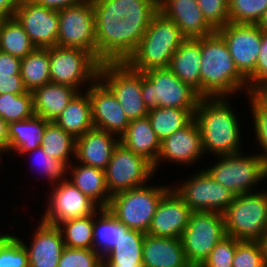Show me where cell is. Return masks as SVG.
I'll return each instance as SVG.
<instances>
[{
  "instance_id": "obj_1",
  "label": "cell",
  "mask_w": 267,
  "mask_h": 267,
  "mask_svg": "<svg viewBox=\"0 0 267 267\" xmlns=\"http://www.w3.org/2000/svg\"><path fill=\"white\" fill-rule=\"evenodd\" d=\"M95 13L97 59L125 62L136 50L159 0H92Z\"/></svg>"
},
{
  "instance_id": "obj_2",
  "label": "cell",
  "mask_w": 267,
  "mask_h": 267,
  "mask_svg": "<svg viewBox=\"0 0 267 267\" xmlns=\"http://www.w3.org/2000/svg\"><path fill=\"white\" fill-rule=\"evenodd\" d=\"M226 97H201L194 113L204 153L226 156L240 153V124Z\"/></svg>"
},
{
  "instance_id": "obj_3",
  "label": "cell",
  "mask_w": 267,
  "mask_h": 267,
  "mask_svg": "<svg viewBox=\"0 0 267 267\" xmlns=\"http://www.w3.org/2000/svg\"><path fill=\"white\" fill-rule=\"evenodd\" d=\"M201 97H227L245 88L248 80L238 71L224 39L217 33L201 37Z\"/></svg>"
},
{
  "instance_id": "obj_4",
  "label": "cell",
  "mask_w": 267,
  "mask_h": 267,
  "mask_svg": "<svg viewBox=\"0 0 267 267\" xmlns=\"http://www.w3.org/2000/svg\"><path fill=\"white\" fill-rule=\"evenodd\" d=\"M185 39L179 27L158 11L125 63L137 72L168 68L173 54Z\"/></svg>"
},
{
  "instance_id": "obj_5",
  "label": "cell",
  "mask_w": 267,
  "mask_h": 267,
  "mask_svg": "<svg viewBox=\"0 0 267 267\" xmlns=\"http://www.w3.org/2000/svg\"><path fill=\"white\" fill-rule=\"evenodd\" d=\"M236 195L223 213L226 234L238 241H263L267 236V191Z\"/></svg>"
},
{
  "instance_id": "obj_6",
  "label": "cell",
  "mask_w": 267,
  "mask_h": 267,
  "mask_svg": "<svg viewBox=\"0 0 267 267\" xmlns=\"http://www.w3.org/2000/svg\"><path fill=\"white\" fill-rule=\"evenodd\" d=\"M142 97L149 110L157 107L197 109L201 96L169 68L142 72Z\"/></svg>"
},
{
  "instance_id": "obj_7",
  "label": "cell",
  "mask_w": 267,
  "mask_h": 267,
  "mask_svg": "<svg viewBox=\"0 0 267 267\" xmlns=\"http://www.w3.org/2000/svg\"><path fill=\"white\" fill-rule=\"evenodd\" d=\"M169 186H140L111 196L108 210L127 228L147 233L157 206Z\"/></svg>"
},
{
  "instance_id": "obj_8",
  "label": "cell",
  "mask_w": 267,
  "mask_h": 267,
  "mask_svg": "<svg viewBox=\"0 0 267 267\" xmlns=\"http://www.w3.org/2000/svg\"><path fill=\"white\" fill-rule=\"evenodd\" d=\"M241 153L218 156L221 160L205 169L217 183L235 195L253 192L254 186L267 178V162L260 153L252 156Z\"/></svg>"
},
{
  "instance_id": "obj_9",
  "label": "cell",
  "mask_w": 267,
  "mask_h": 267,
  "mask_svg": "<svg viewBox=\"0 0 267 267\" xmlns=\"http://www.w3.org/2000/svg\"><path fill=\"white\" fill-rule=\"evenodd\" d=\"M224 216L218 212H191L181 242L192 267H199L226 236Z\"/></svg>"
},
{
  "instance_id": "obj_10",
  "label": "cell",
  "mask_w": 267,
  "mask_h": 267,
  "mask_svg": "<svg viewBox=\"0 0 267 267\" xmlns=\"http://www.w3.org/2000/svg\"><path fill=\"white\" fill-rule=\"evenodd\" d=\"M99 79L115 95L129 121L148 115L142 97V72L131 69L125 62H103Z\"/></svg>"
},
{
  "instance_id": "obj_11",
  "label": "cell",
  "mask_w": 267,
  "mask_h": 267,
  "mask_svg": "<svg viewBox=\"0 0 267 267\" xmlns=\"http://www.w3.org/2000/svg\"><path fill=\"white\" fill-rule=\"evenodd\" d=\"M51 82L80 89L99 78L101 62L90 52L54 46L49 48ZM80 87V88H78Z\"/></svg>"
},
{
  "instance_id": "obj_12",
  "label": "cell",
  "mask_w": 267,
  "mask_h": 267,
  "mask_svg": "<svg viewBox=\"0 0 267 267\" xmlns=\"http://www.w3.org/2000/svg\"><path fill=\"white\" fill-rule=\"evenodd\" d=\"M57 46L78 48L97 58L95 13L92 0L58 11Z\"/></svg>"
},
{
  "instance_id": "obj_13",
  "label": "cell",
  "mask_w": 267,
  "mask_h": 267,
  "mask_svg": "<svg viewBox=\"0 0 267 267\" xmlns=\"http://www.w3.org/2000/svg\"><path fill=\"white\" fill-rule=\"evenodd\" d=\"M154 173L153 165L147 159L128 150L119 142L105 169L106 185L113 195L144 186Z\"/></svg>"
},
{
  "instance_id": "obj_14",
  "label": "cell",
  "mask_w": 267,
  "mask_h": 267,
  "mask_svg": "<svg viewBox=\"0 0 267 267\" xmlns=\"http://www.w3.org/2000/svg\"><path fill=\"white\" fill-rule=\"evenodd\" d=\"M183 183L174 190L192 212L205 211L223 214L236 196L217 183L205 169L192 175Z\"/></svg>"
},
{
  "instance_id": "obj_15",
  "label": "cell",
  "mask_w": 267,
  "mask_h": 267,
  "mask_svg": "<svg viewBox=\"0 0 267 267\" xmlns=\"http://www.w3.org/2000/svg\"><path fill=\"white\" fill-rule=\"evenodd\" d=\"M50 192L42 222L57 226L63 221L94 214L100 207L70 180L56 182Z\"/></svg>"
},
{
  "instance_id": "obj_16",
  "label": "cell",
  "mask_w": 267,
  "mask_h": 267,
  "mask_svg": "<svg viewBox=\"0 0 267 267\" xmlns=\"http://www.w3.org/2000/svg\"><path fill=\"white\" fill-rule=\"evenodd\" d=\"M216 32L224 39L238 71L248 80L255 73L261 29L257 24L228 22Z\"/></svg>"
},
{
  "instance_id": "obj_17",
  "label": "cell",
  "mask_w": 267,
  "mask_h": 267,
  "mask_svg": "<svg viewBox=\"0 0 267 267\" xmlns=\"http://www.w3.org/2000/svg\"><path fill=\"white\" fill-rule=\"evenodd\" d=\"M14 17L37 48L57 46L58 11L37 5L31 0H20Z\"/></svg>"
},
{
  "instance_id": "obj_18",
  "label": "cell",
  "mask_w": 267,
  "mask_h": 267,
  "mask_svg": "<svg viewBox=\"0 0 267 267\" xmlns=\"http://www.w3.org/2000/svg\"><path fill=\"white\" fill-rule=\"evenodd\" d=\"M85 89L92 106L94 128L114 134L119 139L130 123L112 91L98 78Z\"/></svg>"
},
{
  "instance_id": "obj_19",
  "label": "cell",
  "mask_w": 267,
  "mask_h": 267,
  "mask_svg": "<svg viewBox=\"0 0 267 267\" xmlns=\"http://www.w3.org/2000/svg\"><path fill=\"white\" fill-rule=\"evenodd\" d=\"M190 208L172 188L159 202L146 234L156 237L181 238L188 225Z\"/></svg>"
},
{
  "instance_id": "obj_20",
  "label": "cell",
  "mask_w": 267,
  "mask_h": 267,
  "mask_svg": "<svg viewBox=\"0 0 267 267\" xmlns=\"http://www.w3.org/2000/svg\"><path fill=\"white\" fill-rule=\"evenodd\" d=\"M203 153L201 132L196 120L193 119L187 126L161 141L159 156L153 168L156 171L162 159L181 163L180 165L197 163Z\"/></svg>"
},
{
  "instance_id": "obj_21",
  "label": "cell",
  "mask_w": 267,
  "mask_h": 267,
  "mask_svg": "<svg viewBox=\"0 0 267 267\" xmlns=\"http://www.w3.org/2000/svg\"><path fill=\"white\" fill-rule=\"evenodd\" d=\"M159 11L171 19L186 38L206 37L216 32L204 18L197 0H159Z\"/></svg>"
},
{
  "instance_id": "obj_22",
  "label": "cell",
  "mask_w": 267,
  "mask_h": 267,
  "mask_svg": "<svg viewBox=\"0 0 267 267\" xmlns=\"http://www.w3.org/2000/svg\"><path fill=\"white\" fill-rule=\"evenodd\" d=\"M30 246L19 239L28 252L29 267H58L65 244L57 226L40 220Z\"/></svg>"
},
{
  "instance_id": "obj_23",
  "label": "cell",
  "mask_w": 267,
  "mask_h": 267,
  "mask_svg": "<svg viewBox=\"0 0 267 267\" xmlns=\"http://www.w3.org/2000/svg\"><path fill=\"white\" fill-rule=\"evenodd\" d=\"M93 128L76 139L75 158L79 163L105 170L119 139Z\"/></svg>"
},
{
  "instance_id": "obj_24",
  "label": "cell",
  "mask_w": 267,
  "mask_h": 267,
  "mask_svg": "<svg viewBox=\"0 0 267 267\" xmlns=\"http://www.w3.org/2000/svg\"><path fill=\"white\" fill-rule=\"evenodd\" d=\"M143 267H192L180 238L145 234L142 250Z\"/></svg>"
},
{
  "instance_id": "obj_25",
  "label": "cell",
  "mask_w": 267,
  "mask_h": 267,
  "mask_svg": "<svg viewBox=\"0 0 267 267\" xmlns=\"http://www.w3.org/2000/svg\"><path fill=\"white\" fill-rule=\"evenodd\" d=\"M201 37L186 38L173 54L169 69L201 96Z\"/></svg>"
},
{
  "instance_id": "obj_26",
  "label": "cell",
  "mask_w": 267,
  "mask_h": 267,
  "mask_svg": "<svg viewBox=\"0 0 267 267\" xmlns=\"http://www.w3.org/2000/svg\"><path fill=\"white\" fill-rule=\"evenodd\" d=\"M79 91L53 82L34 89L32 91L34 115L54 121Z\"/></svg>"
},
{
  "instance_id": "obj_27",
  "label": "cell",
  "mask_w": 267,
  "mask_h": 267,
  "mask_svg": "<svg viewBox=\"0 0 267 267\" xmlns=\"http://www.w3.org/2000/svg\"><path fill=\"white\" fill-rule=\"evenodd\" d=\"M119 142L128 150L147 159L153 166L155 165L161 141L153 131L148 116L130 121Z\"/></svg>"
},
{
  "instance_id": "obj_28",
  "label": "cell",
  "mask_w": 267,
  "mask_h": 267,
  "mask_svg": "<svg viewBox=\"0 0 267 267\" xmlns=\"http://www.w3.org/2000/svg\"><path fill=\"white\" fill-rule=\"evenodd\" d=\"M145 233L120 225L117 245L102 258L103 267H143L142 250Z\"/></svg>"
},
{
  "instance_id": "obj_29",
  "label": "cell",
  "mask_w": 267,
  "mask_h": 267,
  "mask_svg": "<svg viewBox=\"0 0 267 267\" xmlns=\"http://www.w3.org/2000/svg\"><path fill=\"white\" fill-rule=\"evenodd\" d=\"M72 170L68 178L83 194L93 200L100 208H107L111 194L106 185L105 170L78 163L69 165Z\"/></svg>"
},
{
  "instance_id": "obj_30",
  "label": "cell",
  "mask_w": 267,
  "mask_h": 267,
  "mask_svg": "<svg viewBox=\"0 0 267 267\" xmlns=\"http://www.w3.org/2000/svg\"><path fill=\"white\" fill-rule=\"evenodd\" d=\"M75 139L94 128L89 94L78 93L53 121Z\"/></svg>"
},
{
  "instance_id": "obj_31",
  "label": "cell",
  "mask_w": 267,
  "mask_h": 267,
  "mask_svg": "<svg viewBox=\"0 0 267 267\" xmlns=\"http://www.w3.org/2000/svg\"><path fill=\"white\" fill-rule=\"evenodd\" d=\"M50 121L39 116L9 123L8 151L25 154L41 147L46 125Z\"/></svg>"
},
{
  "instance_id": "obj_32",
  "label": "cell",
  "mask_w": 267,
  "mask_h": 267,
  "mask_svg": "<svg viewBox=\"0 0 267 267\" xmlns=\"http://www.w3.org/2000/svg\"><path fill=\"white\" fill-rule=\"evenodd\" d=\"M196 109L157 107L149 110L148 118L153 131L162 141L164 138L187 126L193 119Z\"/></svg>"
},
{
  "instance_id": "obj_33",
  "label": "cell",
  "mask_w": 267,
  "mask_h": 267,
  "mask_svg": "<svg viewBox=\"0 0 267 267\" xmlns=\"http://www.w3.org/2000/svg\"><path fill=\"white\" fill-rule=\"evenodd\" d=\"M36 48L14 16L0 20V51L23 59Z\"/></svg>"
},
{
  "instance_id": "obj_34",
  "label": "cell",
  "mask_w": 267,
  "mask_h": 267,
  "mask_svg": "<svg viewBox=\"0 0 267 267\" xmlns=\"http://www.w3.org/2000/svg\"><path fill=\"white\" fill-rule=\"evenodd\" d=\"M95 216L98 218L96 219ZM121 224L108 208H99L94 213L93 249L102 258L117 245L120 239Z\"/></svg>"
},
{
  "instance_id": "obj_35",
  "label": "cell",
  "mask_w": 267,
  "mask_h": 267,
  "mask_svg": "<svg viewBox=\"0 0 267 267\" xmlns=\"http://www.w3.org/2000/svg\"><path fill=\"white\" fill-rule=\"evenodd\" d=\"M49 48H36L21 59L20 76L27 91L51 82Z\"/></svg>"
},
{
  "instance_id": "obj_36",
  "label": "cell",
  "mask_w": 267,
  "mask_h": 267,
  "mask_svg": "<svg viewBox=\"0 0 267 267\" xmlns=\"http://www.w3.org/2000/svg\"><path fill=\"white\" fill-rule=\"evenodd\" d=\"M41 147L47 155L65 162L69 166L71 154L75 158L76 139L50 121L46 125Z\"/></svg>"
},
{
  "instance_id": "obj_37",
  "label": "cell",
  "mask_w": 267,
  "mask_h": 267,
  "mask_svg": "<svg viewBox=\"0 0 267 267\" xmlns=\"http://www.w3.org/2000/svg\"><path fill=\"white\" fill-rule=\"evenodd\" d=\"M94 214L63 221L57 225L66 247L93 249Z\"/></svg>"
},
{
  "instance_id": "obj_38",
  "label": "cell",
  "mask_w": 267,
  "mask_h": 267,
  "mask_svg": "<svg viewBox=\"0 0 267 267\" xmlns=\"http://www.w3.org/2000/svg\"><path fill=\"white\" fill-rule=\"evenodd\" d=\"M34 116L32 92L0 94V117L8 124Z\"/></svg>"
},
{
  "instance_id": "obj_39",
  "label": "cell",
  "mask_w": 267,
  "mask_h": 267,
  "mask_svg": "<svg viewBox=\"0 0 267 267\" xmlns=\"http://www.w3.org/2000/svg\"><path fill=\"white\" fill-rule=\"evenodd\" d=\"M267 11V0H229V21L257 24Z\"/></svg>"
},
{
  "instance_id": "obj_40",
  "label": "cell",
  "mask_w": 267,
  "mask_h": 267,
  "mask_svg": "<svg viewBox=\"0 0 267 267\" xmlns=\"http://www.w3.org/2000/svg\"><path fill=\"white\" fill-rule=\"evenodd\" d=\"M0 267H29L28 252L14 235H0Z\"/></svg>"
},
{
  "instance_id": "obj_41",
  "label": "cell",
  "mask_w": 267,
  "mask_h": 267,
  "mask_svg": "<svg viewBox=\"0 0 267 267\" xmlns=\"http://www.w3.org/2000/svg\"><path fill=\"white\" fill-rule=\"evenodd\" d=\"M232 267H266L262 241H238Z\"/></svg>"
},
{
  "instance_id": "obj_42",
  "label": "cell",
  "mask_w": 267,
  "mask_h": 267,
  "mask_svg": "<svg viewBox=\"0 0 267 267\" xmlns=\"http://www.w3.org/2000/svg\"><path fill=\"white\" fill-rule=\"evenodd\" d=\"M102 257L94 249H63L58 267H102Z\"/></svg>"
},
{
  "instance_id": "obj_43",
  "label": "cell",
  "mask_w": 267,
  "mask_h": 267,
  "mask_svg": "<svg viewBox=\"0 0 267 267\" xmlns=\"http://www.w3.org/2000/svg\"><path fill=\"white\" fill-rule=\"evenodd\" d=\"M237 239L226 235L199 267H232Z\"/></svg>"
},
{
  "instance_id": "obj_44",
  "label": "cell",
  "mask_w": 267,
  "mask_h": 267,
  "mask_svg": "<svg viewBox=\"0 0 267 267\" xmlns=\"http://www.w3.org/2000/svg\"><path fill=\"white\" fill-rule=\"evenodd\" d=\"M206 21L218 30L229 21V0H197Z\"/></svg>"
},
{
  "instance_id": "obj_45",
  "label": "cell",
  "mask_w": 267,
  "mask_h": 267,
  "mask_svg": "<svg viewBox=\"0 0 267 267\" xmlns=\"http://www.w3.org/2000/svg\"><path fill=\"white\" fill-rule=\"evenodd\" d=\"M28 153H34V154L36 153L35 154L36 158L39 160L38 162L42 166L45 176H47V178L50 179L51 183L53 181L52 183L53 185L56 182L67 180V176L66 178L64 177L65 175L68 174L66 171H69V168H68L69 166L65 162H62L60 160L54 159L53 157H50L42 149V147L36 148L35 150L30 151Z\"/></svg>"
},
{
  "instance_id": "obj_46",
  "label": "cell",
  "mask_w": 267,
  "mask_h": 267,
  "mask_svg": "<svg viewBox=\"0 0 267 267\" xmlns=\"http://www.w3.org/2000/svg\"><path fill=\"white\" fill-rule=\"evenodd\" d=\"M250 106L253 115V124H254V132L256 136V140L261 145V149L263 150V154L261 152L262 158L267 162V111L261 109L251 98Z\"/></svg>"
},
{
  "instance_id": "obj_47",
  "label": "cell",
  "mask_w": 267,
  "mask_h": 267,
  "mask_svg": "<svg viewBox=\"0 0 267 267\" xmlns=\"http://www.w3.org/2000/svg\"><path fill=\"white\" fill-rule=\"evenodd\" d=\"M267 80V33L261 31V45L255 73L248 79V91L256 83Z\"/></svg>"
},
{
  "instance_id": "obj_48",
  "label": "cell",
  "mask_w": 267,
  "mask_h": 267,
  "mask_svg": "<svg viewBox=\"0 0 267 267\" xmlns=\"http://www.w3.org/2000/svg\"><path fill=\"white\" fill-rule=\"evenodd\" d=\"M27 92L20 74L0 73V94H23Z\"/></svg>"
},
{
  "instance_id": "obj_49",
  "label": "cell",
  "mask_w": 267,
  "mask_h": 267,
  "mask_svg": "<svg viewBox=\"0 0 267 267\" xmlns=\"http://www.w3.org/2000/svg\"><path fill=\"white\" fill-rule=\"evenodd\" d=\"M261 109L267 111V80L254 84L247 94Z\"/></svg>"
},
{
  "instance_id": "obj_50",
  "label": "cell",
  "mask_w": 267,
  "mask_h": 267,
  "mask_svg": "<svg viewBox=\"0 0 267 267\" xmlns=\"http://www.w3.org/2000/svg\"><path fill=\"white\" fill-rule=\"evenodd\" d=\"M21 59L0 51V73L20 74Z\"/></svg>"
},
{
  "instance_id": "obj_51",
  "label": "cell",
  "mask_w": 267,
  "mask_h": 267,
  "mask_svg": "<svg viewBox=\"0 0 267 267\" xmlns=\"http://www.w3.org/2000/svg\"><path fill=\"white\" fill-rule=\"evenodd\" d=\"M35 4L52 10L60 11L64 8L81 4L86 0H31Z\"/></svg>"
},
{
  "instance_id": "obj_52",
  "label": "cell",
  "mask_w": 267,
  "mask_h": 267,
  "mask_svg": "<svg viewBox=\"0 0 267 267\" xmlns=\"http://www.w3.org/2000/svg\"><path fill=\"white\" fill-rule=\"evenodd\" d=\"M20 0H0V20L14 16Z\"/></svg>"
},
{
  "instance_id": "obj_53",
  "label": "cell",
  "mask_w": 267,
  "mask_h": 267,
  "mask_svg": "<svg viewBox=\"0 0 267 267\" xmlns=\"http://www.w3.org/2000/svg\"><path fill=\"white\" fill-rule=\"evenodd\" d=\"M9 124L0 117V156L7 151L9 146Z\"/></svg>"
},
{
  "instance_id": "obj_54",
  "label": "cell",
  "mask_w": 267,
  "mask_h": 267,
  "mask_svg": "<svg viewBox=\"0 0 267 267\" xmlns=\"http://www.w3.org/2000/svg\"><path fill=\"white\" fill-rule=\"evenodd\" d=\"M262 32L267 33V11L262 16L261 20L257 23Z\"/></svg>"
},
{
  "instance_id": "obj_55",
  "label": "cell",
  "mask_w": 267,
  "mask_h": 267,
  "mask_svg": "<svg viewBox=\"0 0 267 267\" xmlns=\"http://www.w3.org/2000/svg\"><path fill=\"white\" fill-rule=\"evenodd\" d=\"M264 248H265V258H266V267H267V236L265 237V239L262 241Z\"/></svg>"
}]
</instances>
